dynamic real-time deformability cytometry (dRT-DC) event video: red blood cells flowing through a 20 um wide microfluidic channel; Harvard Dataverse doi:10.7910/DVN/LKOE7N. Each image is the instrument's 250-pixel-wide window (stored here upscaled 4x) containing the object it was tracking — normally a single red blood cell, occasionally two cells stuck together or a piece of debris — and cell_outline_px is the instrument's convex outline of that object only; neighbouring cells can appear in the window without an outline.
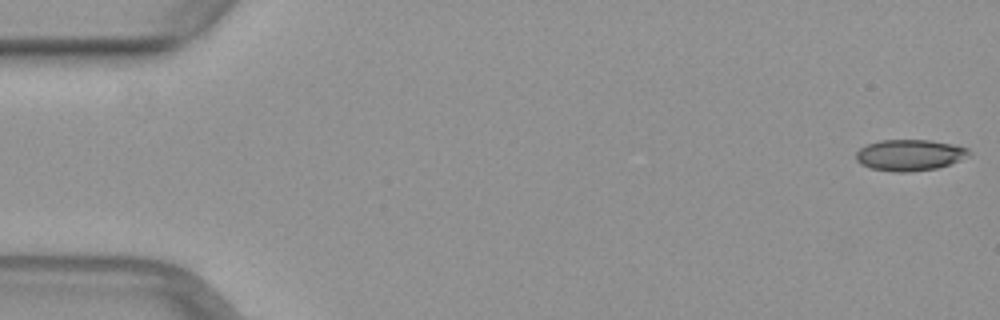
{"species": "common noctule bat (a hibernating species)", "species_latin": "Nyctalus noctula", "temperature_condition": "warm", "stored_images_in_passage": 50, "camera_frame_rate_fps": 3000, "um_per_image_px": 0.085, "animal": {"sex": "female", "body_mass_g": 29.2, "forearm_length_mm": 56.3}, "frame": {"image": 1, "passage_image": 1, "time_ms": 0.0, "image_size_px": [1000, 320], "cell_outline_px": [[972, 152], [968, 156], [948, 164], [936, 168], [908, 172], [896, 172], [872, 168], [860, 164], [856, 160], [856, 152], [860, 148], [868, 144], [880, 140], [928, 140], [952, 144], [968, 148]], "centroid_in_image_um": [77.3, 13.17], "position_along_channel_um": 7.7, "area_um2": 20.35}}
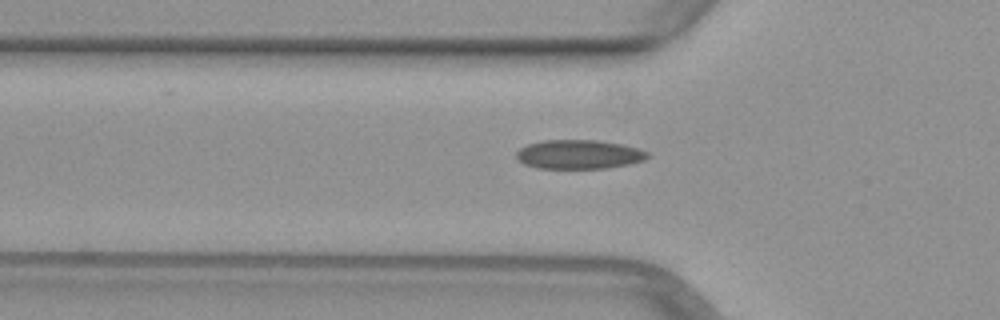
{"frame": {"image": 2, "passage_image": 17, "time_ms": 5.333, "image_size_px": [1000, 320], "cell_outline_px": [[652, 156], [644, 160], [628, 164], [608, 168], [536, 168], [524, 164], [516, 156], [516, 152], [520, 148], [528, 144], [544, 140], [600, 140], [624, 144], [640, 148], [648, 152]], "centroid_in_image_um": [49.26, 13.11], "position_along_channel_um": 76.5, "area_um2": 22.43}}
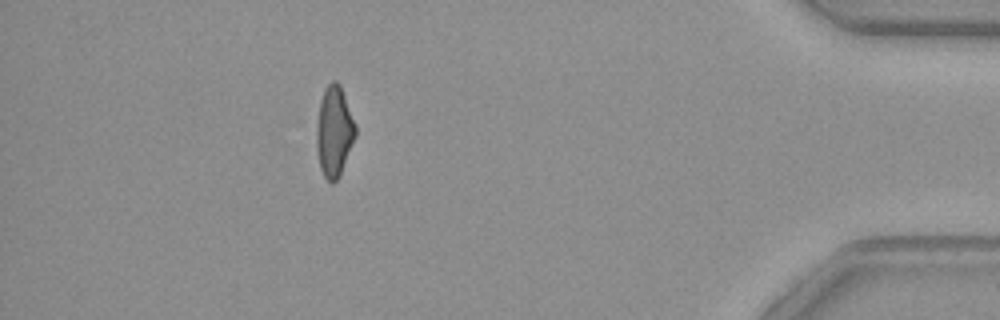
{"frame": {"image": 3, "passage_image": 45, "time_ms": 14.667, "image_size_px": [1000, 320], "cell_outline_px": [[356, 136], [340, 176], [332, 184], [324, 176], [320, 168], [316, 148], [316, 124], [320, 100], [324, 88], [332, 80], [336, 80], [340, 84], [356, 124]], "centroid_in_image_um": [28.4, 11.16], "position_along_channel_um": 406.8, "area_um2": 20.87}}